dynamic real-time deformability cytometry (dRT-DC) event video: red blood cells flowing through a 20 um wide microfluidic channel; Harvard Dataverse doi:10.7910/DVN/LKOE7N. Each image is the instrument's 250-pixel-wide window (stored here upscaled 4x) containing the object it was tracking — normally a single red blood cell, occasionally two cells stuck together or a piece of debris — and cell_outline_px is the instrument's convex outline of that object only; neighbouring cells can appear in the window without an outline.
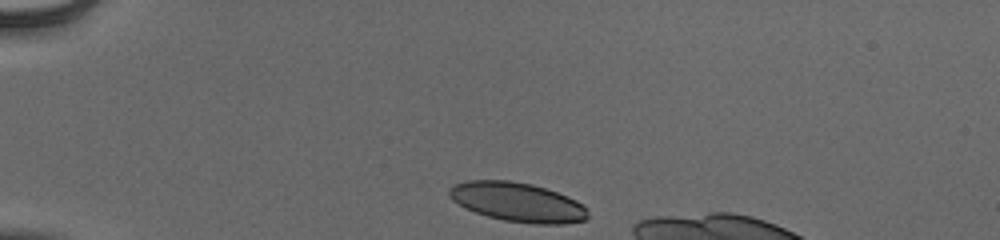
{"species": "human", "species_latin": "Homo sapiens", "temperature_condition": "cold", "stored_images_in_passage": 35, "camera_frame_rate_fps": 3000, "um_per_image_px": 0.085, "donor": {"sex": "male"}, "frame": {"image": 1, "passage_image": 1, "time_ms": 0.0, "image_size_px": [1000, 240], "cell_outline_px": [[588, 216], [584, 220], [564, 224], [532, 224], [504, 220], [488, 216], [464, 208], [452, 200], [448, 196], [448, 188], [452, 184], [468, 180], [508, 180], [532, 184], [568, 196], [584, 204], [588, 212]], "centroid_in_image_um": [43.96, 17.17], "position_along_channel_um": 41.0, "area_um2": 31.91}}
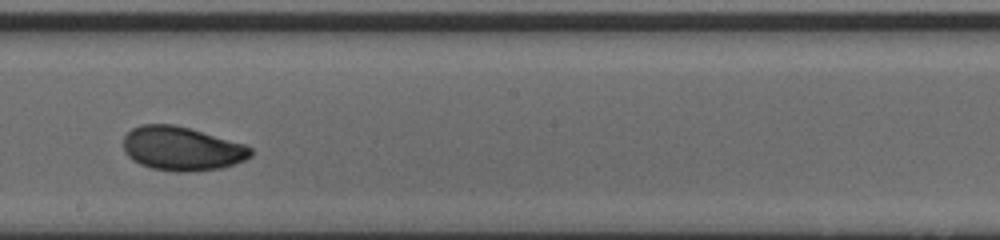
{"frame": {"image": 2, "passage_image": 20, "time_ms": 6.333, "image_size_px": [1000, 240], "cell_outline_px": [[252, 156], [244, 160], [220, 168], [192, 172], [176, 172], [152, 168], [140, 164], [132, 160], [124, 152], [124, 136], [132, 128], [140, 124], [172, 124], [188, 128], [244, 144], [252, 148]], "centroid_in_image_um": [15.43, 12.64], "position_along_channel_um": 232.8, "area_um2": 32.48}}
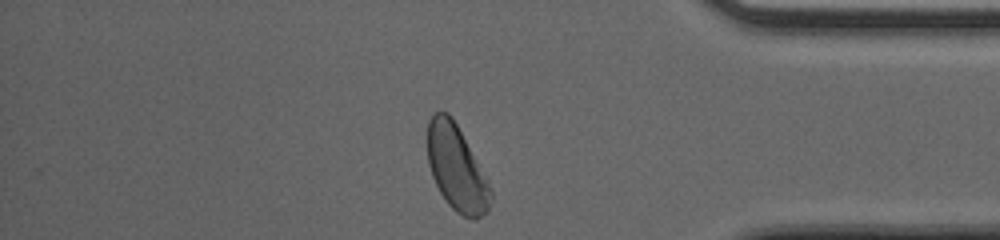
{"frame": {"image": 3, "passage_image": 34, "time_ms": 11.0, "image_size_px": [1000, 240], "cell_outline_px": [[492, 200], [488, 212], [476, 220], [472, 220], [456, 212], [448, 204], [440, 192], [432, 176], [428, 164], [428, 120], [436, 112], [448, 112], [452, 116], [488, 184], [492, 192]], "centroid_in_image_um": [38.79, 14.34], "position_along_channel_um": 396.4, "area_um2": 30.87}, "authors_computed_cell_mechanics": {"area_um2": 32.079, "velocity_mm_per_s": 3.8833, "shape_relaxation_time_tau1_ms": 2.5687, "shape_relaxation_time_tau2_ms": 1.0982, "deformation_change_tau1": 0.102, "deformation_change_tau2": 0.0516}}